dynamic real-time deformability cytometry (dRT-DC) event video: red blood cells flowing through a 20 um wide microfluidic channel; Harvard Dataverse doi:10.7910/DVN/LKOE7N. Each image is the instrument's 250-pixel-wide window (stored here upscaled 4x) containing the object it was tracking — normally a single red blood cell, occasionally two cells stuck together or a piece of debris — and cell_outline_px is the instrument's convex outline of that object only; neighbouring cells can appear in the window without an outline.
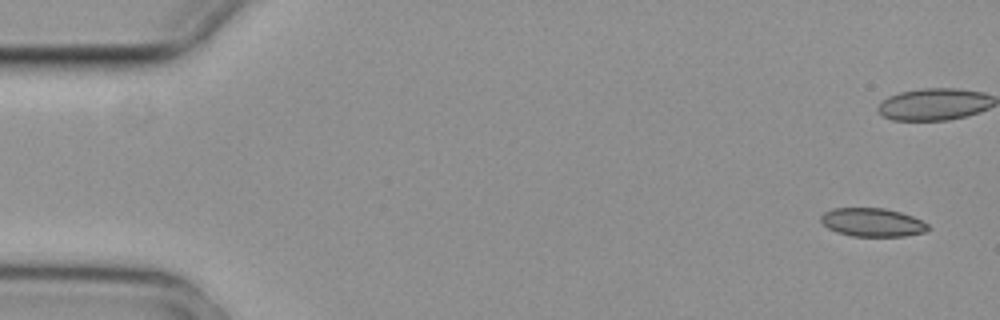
{"species": "common noctule bat (a hibernating species)", "species_latin": "Nyctalus noctula", "temperature_condition": "cold", "stored_images_in_passage": 7, "camera_frame_rate_fps": 3000, "um_per_image_px": 0.085, "animal": {"sex": "female", "body_mass_g": 29.2, "forearm_length_mm": 56.3}, "frame": {"image": 1, "passage_image": 1, "time_ms": 0.0, "image_size_px": [1000, 320], "cell_outline_px": [[932, 228], [924, 232], [904, 236], [852, 236], [836, 232], [828, 228], [820, 220], [820, 216], [824, 212], [832, 208], [884, 208], [900, 212], [912, 216], [928, 224]], "centroid_in_image_um": [74.15, 18.9], "position_along_channel_um": 10.9, "area_um2": 17.8}}